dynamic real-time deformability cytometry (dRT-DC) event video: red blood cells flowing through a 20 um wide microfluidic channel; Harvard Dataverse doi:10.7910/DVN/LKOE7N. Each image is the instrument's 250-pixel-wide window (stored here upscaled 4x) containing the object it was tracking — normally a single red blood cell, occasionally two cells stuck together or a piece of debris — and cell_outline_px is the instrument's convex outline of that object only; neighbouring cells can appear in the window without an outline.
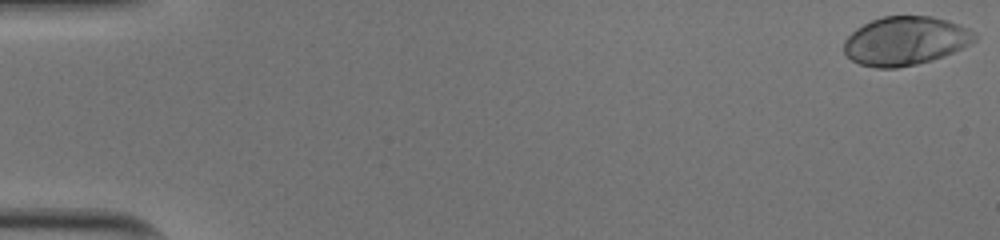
{"species": "human", "species_latin": "Homo sapiens", "temperature_condition": "cold", "stored_images_in_passage": 44, "camera_frame_rate_fps": 3000, "um_per_image_px": 0.085, "donor": {"sex": "male"}, "frame": {"image": 1, "passage_image": 1, "time_ms": 0.0, "image_size_px": [1000, 240], "cell_outline_px": [[976, 40], [972, 44], [944, 56], [932, 60], [916, 64], [896, 68], [876, 68], [860, 64], [852, 60], [844, 52], [844, 40], [856, 28], [872, 20], [884, 16], [932, 16], [948, 20], [960, 24], [976, 32]], "centroid_in_image_um": [76.99, 3.47], "position_along_channel_um": 8.0, "area_um2": 37.28}}
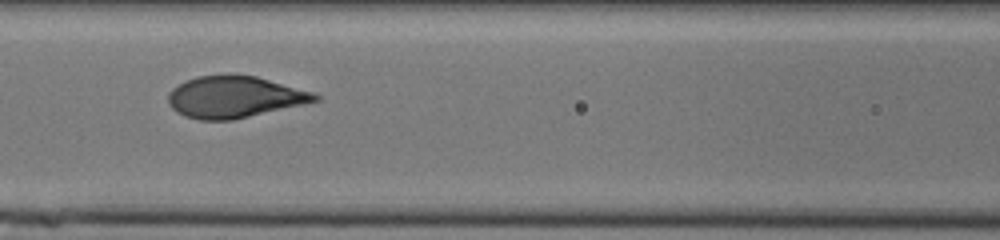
{"frame": {"image": 2, "passage_image": 24, "time_ms": 7.667, "image_size_px": [1000, 240], "cell_outline_px": [[320, 100], [304, 104], [232, 120], [200, 120], [184, 116], [176, 112], [168, 104], [168, 92], [172, 88], [196, 76], [224, 72], [228, 72], [256, 76], [312, 92], [320, 96]], "centroid_in_image_um": [19.89, 8.22], "position_along_channel_um": 146.7, "area_um2": 36.01}}
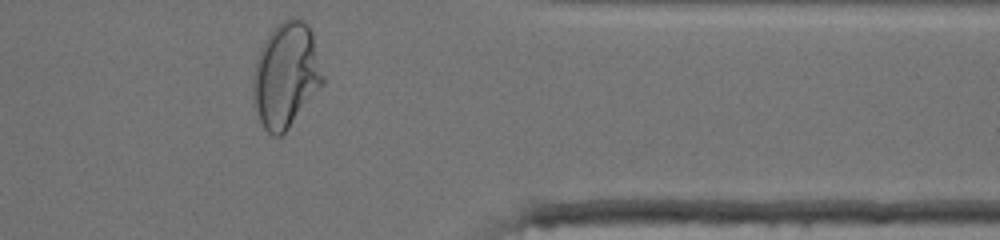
{"frame": {"image": 3, "passage_image": 43, "time_ms": 14.0, "image_size_px": [1000, 240], "cell_outline_px": [[324, 84], [288, 128], [280, 136], [272, 136], [260, 124], [252, 96], [252, 76], [264, 40], [276, 24], [288, 16], [292, 16], [304, 20], [308, 24], [312, 32], [324, 76]], "centroid_in_image_um": [24.31, 6.37], "position_along_channel_um": 387.1, "area_um2": 43.0}, "authors_computed_cell_mechanics": {"area_um2": 36.1828, "velocity_mm_per_s": 3.9984, "shape_relaxation_time_tau1_ms": 3.9928, "shape_relaxation_time_tau2_ms": null, "deformation_change_tau1": 0.2182, "deformation_change_tau2": null}}